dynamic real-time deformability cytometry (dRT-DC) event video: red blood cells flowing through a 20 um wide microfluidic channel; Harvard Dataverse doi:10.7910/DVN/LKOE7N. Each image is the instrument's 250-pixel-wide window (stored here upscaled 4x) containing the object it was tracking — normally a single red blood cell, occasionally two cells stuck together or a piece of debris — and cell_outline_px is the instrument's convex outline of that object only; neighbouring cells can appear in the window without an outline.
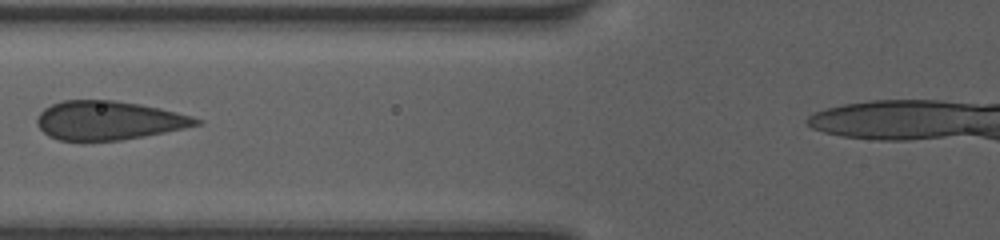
{"species": "human", "species_latin": "Homo sapiens", "temperature_condition": "room temperature", "stored_images_in_passage": 19, "camera_frame_rate_fps": 3000, "um_per_image_px": 0.085, "donor": {"sex": "female"}, "frame": {"image": 1, "passage_image": 5, "time_ms": 3.333, "image_size_px": [1000, 240], "cell_outline_px": [[200, 124], [184, 128], [164, 132], [120, 140], [60, 140], [48, 136], [36, 124], [36, 120], [40, 112], [44, 108], [52, 104], [64, 100], [116, 100], [160, 108], [188, 116], [200, 120]], "centroid_in_image_um": [9.16, 10.23], "position_along_channel_um": 116.6, "area_um2": 35.49}}
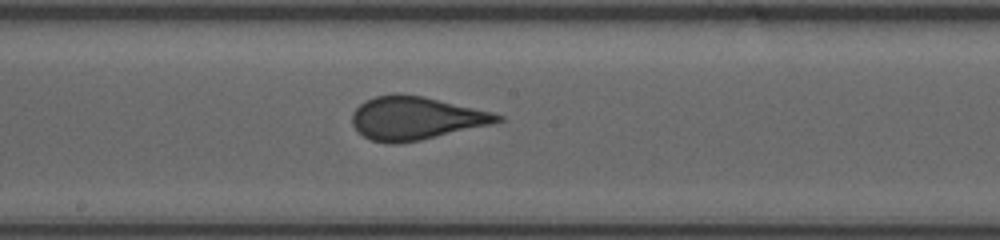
{"frame": {"image": 2, "passage_image": 9, "time_ms": 5.667, "image_size_px": [1000, 240], "cell_outline_px": [[504, 120], [488, 124], [420, 140], [400, 144], [388, 144], [372, 140], [364, 136], [352, 124], [352, 112], [364, 100], [376, 96], [396, 92], [424, 96], [492, 112], [504, 116]], "centroid_in_image_um": [35.28, 10.03], "position_along_channel_um": 212.9, "area_um2": 36.36}}
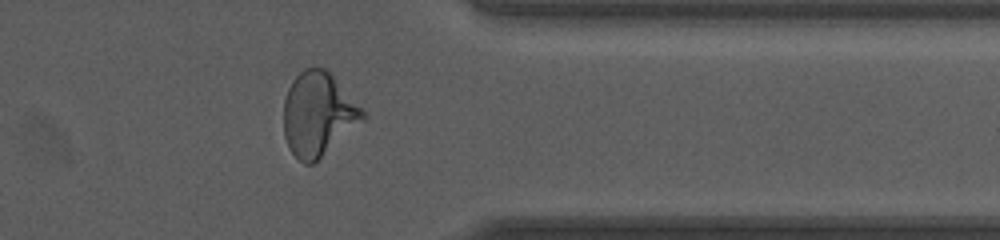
{"frame": {"image": 3, "passage_image": 16, "time_ms": 10.0, "image_size_px": [1000, 240], "cell_outline_px": [[368, 116], [312, 164], [304, 164], [288, 148], [284, 136], [284, 100], [288, 88], [292, 80], [304, 68], [324, 68], [332, 76]], "centroid_in_image_um": [27.0, 9.71], "position_along_channel_um": 384.4, "area_um2": 37.74}, "authors_computed_cell_mechanics": {"area_um2": 36.414, "velocity_mm_per_s": 4.1122, "shape_relaxation_time_tau1_ms": 4.4496, "shape_relaxation_time_tau2_ms": null, "deformation_change_tau1": 0.1205, "deformation_change_tau2": null}}